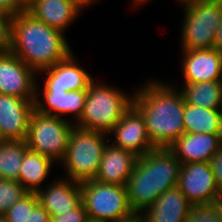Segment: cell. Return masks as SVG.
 I'll use <instances>...</instances> for the list:
<instances>
[{"label": "cell", "mask_w": 222, "mask_h": 222, "mask_svg": "<svg viewBox=\"0 0 222 222\" xmlns=\"http://www.w3.org/2000/svg\"><path fill=\"white\" fill-rule=\"evenodd\" d=\"M132 1H133L132 3L134 4L133 6L136 7V6H139V5L140 6L143 5L148 0H132Z\"/></svg>", "instance_id": "obj_36"}, {"label": "cell", "mask_w": 222, "mask_h": 222, "mask_svg": "<svg viewBox=\"0 0 222 222\" xmlns=\"http://www.w3.org/2000/svg\"><path fill=\"white\" fill-rule=\"evenodd\" d=\"M185 222H222L214 203L191 205Z\"/></svg>", "instance_id": "obj_27"}, {"label": "cell", "mask_w": 222, "mask_h": 222, "mask_svg": "<svg viewBox=\"0 0 222 222\" xmlns=\"http://www.w3.org/2000/svg\"><path fill=\"white\" fill-rule=\"evenodd\" d=\"M28 150L24 141H0V179L19 181L24 154Z\"/></svg>", "instance_id": "obj_24"}, {"label": "cell", "mask_w": 222, "mask_h": 222, "mask_svg": "<svg viewBox=\"0 0 222 222\" xmlns=\"http://www.w3.org/2000/svg\"><path fill=\"white\" fill-rule=\"evenodd\" d=\"M189 1H194V0H179V2H181V4L187 3Z\"/></svg>", "instance_id": "obj_38"}, {"label": "cell", "mask_w": 222, "mask_h": 222, "mask_svg": "<svg viewBox=\"0 0 222 222\" xmlns=\"http://www.w3.org/2000/svg\"><path fill=\"white\" fill-rule=\"evenodd\" d=\"M75 124L72 120L33 111L26 138L30 151L45 155L57 163L66 155L69 136ZM57 160V161H56Z\"/></svg>", "instance_id": "obj_8"}, {"label": "cell", "mask_w": 222, "mask_h": 222, "mask_svg": "<svg viewBox=\"0 0 222 222\" xmlns=\"http://www.w3.org/2000/svg\"><path fill=\"white\" fill-rule=\"evenodd\" d=\"M50 217V222H86L88 220L87 212L82 202L70 212Z\"/></svg>", "instance_id": "obj_29"}, {"label": "cell", "mask_w": 222, "mask_h": 222, "mask_svg": "<svg viewBox=\"0 0 222 222\" xmlns=\"http://www.w3.org/2000/svg\"><path fill=\"white\" fill-rule=\"evenodd\" d=\"M65 34L27 10L12 15L10 52L36 73L64 60L71 52Z\"/></svg>", "instance_id": "obj_2"}, {"label": "cell", "mask_w": 222, "mask_h": 222, "mask_svg": "<svg viewBox=\"0 0 222 222\" xmlns=\"http://www.w3.org/2000/svg\"><path fill=\"white\" fill-rule=\"evenodd\" d=\"M179 90L185 102L190 105L202 106L205 109L222 108V81H205L184 84Z\"/></svg>", "instance_id": "obj_23"}, {"label": "cell", "mask_w": 222, "mask_h": 222, "mask_svg": "<svg viewBox=\"0 0 222 222\" xmlns=\"http://www.w3.org/2000/svg\"><path fill=\"white\" fill-rule=\"evenodd\" d=\"M27 191L16 180L0 179V215H4L16 201H19Z\"/></svg>", "instance_id": "obj_26"}, {"label": "cell", "mask_w": 222, "mask_h": 222, "mask_svg": "<svg viewBox=\"0 0 222 222\" xmlns=\"http://www.w3.org/2000/svg\"><path fill=\"white\" fill-rule=\"evenodd\" d=\"M221 146V134L184 133L169 149L181 164L190 162L210 163Z\"/></svg>", "instance_id": "obj_16"}, {"label": "cell", "mask_w": 222, "mask_h": 222, "mask_svg": "<svg viewBox=\"0 0 222 222\" xmlns=\"http://www.w3.org/2000/svg\"><path fill=\"white\" fill-rule=\"evenodd\" d=\"M220 60H221V69H222V50H219Z\"/></svg>", "instance_id": "obj_39"}, {"label": "cell", "mask_w": 222, "mask_h": 222, "mask_svg": "<svg viewBox=\"0 0 222 222\" xmlns=\"http://www.w3.org/2000/svg\"><path fill=\"white\" fill-rule=\"evenodd\" d=\"M105 133L74 126L70 133L65 158L60 162L66 178L82 182L94 179L109 139ZM68 175V176H67Z\"/></svg>", "instance_id": "obj_5"}, {"label": "cell", "mask_w": 222, "mask_h": 222, "mask_svg": "<svg viewBox=\"0 0 222 222\" xmlns=\"http://www.w3.org/2000/svg\"><path fill=\"white\" fill-rule=\"evenodd\" d=\"M74 57L71 52L64 60L37 73L47 75L41 90H65L68 92L88 89L94 78L77 64Z\"/></svg>", "instance_id": "obj_15"}, {"label": "cell", "mask_w": 222, "mask_h": 222, "mask_svg": "<svg viewBox=\"0 0 222 222\" xmlns=\"http://www.w3.org/2000/svg\"><path fill=\"white\" fill-rule=\"evenodd\" d=\"M177 186L192 205L214 203L221 196L211 164L206 162L181 164Z\"/></svg>", "instance_id": "obj_9"}, {"label": "cell", "mask_w": 222, "mask_h": 222, "mask_svg": "<svg viewBox=\"0 0 222 222\" xmlns=\"http://www.w3.org/2000/svg\"><path fill=\"white\" fill-rule=\"evenodd\" d=\"M12 15L0 10V54L10 52Z\"/></svg>", "instance_id": "obj_28"}, {"label": "cell", "mask_w": 222, "mask_h": 222, "mask_svg": "<svg viewBox=\"0 0 222 222\" xmlns=\"http://www.w3.org/2000/svg\"><path fill=\"white\" fill-rule=\"evenodd\" d=\"M81 12L82 9L91 3L97 2V0H70Z\"/></svg>", "instance_id": "obj_35"}, {"label": "cell", "mask_w": 222, "mask_h": 222, "mask_svg": "<svg viewBox=\"0 0 222 222\" xmlns=\"http://www.w3.org/2000/svg\"><path fill=\"white\" fill-rule=\"evenodd\" d=\"M117 222H146L142 213L134 212L131 216L121 219Z\"/></svg>", "instance_id": "obj_34"}, {"label": "cell", "mask_w": 222, "mask_h": 222, "mask_svg": "<svg viewBox=\"0 0 222 222\" xmlns=\"http://www.w3.org/2000/svg\"><path fill=\"white\" fill-rule=\"evenodd\" d=\"M213 174L219 189L220 195H222V146L220 150L213 156L210 161Z\"/></svg>", "instance_id": "obj_31"}, {"label": "cell", "mask_w": 222, "mask_h": 222, "mask_svg": "<svg viewBox=\"0 0 222 222\" xmlns=\"http://www.w3.org/2000/svg\"><path fill=\"white\" fill-rule=\"evenodd\" d=\"M86 222H99V221L88 219Z\"/></svg>", "instance_id": "obj_40"}, {"label": "cell", "mask_w": 222, "mask_h": 222, "mask_svg": "<svg viewBox=\"0 0 222 222\" xmlns=\"http://www.w3.org/2000/svg\"><path fill=\"white\" fill-rule=\"evenodd\" d=\"M27 11L49 27L64 33L82 13L70 0H32Z\"/></svg>", "instance_id": "obj_20"}, {"label": "cell", "mask_w": 222, "mask_h": 222, "mask_svg": "<svg viewBox=\"0 0 222 222\" xmlns=\"http://www.w3.org/2000/svg\"><path fill=\"white\" fill-rule=\"evenodd\" d=\"M97 83L94 79L87 89L83 113L75 126L84 130L102 132L107 135L132 106L133 96L120 89Z\"/></svg>", "instance_id": "obj_4"}, {"label": "cell", "mask_w": 222, "mask_h": 222, "mask_svg": "<svg viewBox=\"0 0 222 222\" xmlns=\"http://www.w3.org/2000/svg\"><path fill=\"white\" fill-rule=\"evenodd\" d=\"M191 203L178 186L167 189L143 212L146 222H185Z\"/></svg>", "instance_id": "obj_19"}, {"label": "cell", "mask_w": 222, "mask_h": 222, "mask_svg": "<svg viewBox=\"0 0 222 222\" xmlns=\"http://www.w3.org/2000/svg\"><path fill=\"white\" fill-rule=\"evenodd\" d=\"M28 3L25 0H0V10L15 15L26 11Z\"/></svg>", "instance_id": "obj_30"}, {"label": "cell", "mask_w": 222, "mask_h": 222, "mask_svg": "<svg viewBox=\"0 0 222 222\" xmlns=\"http://www.w3.org/2000/svg\"><path fill=\"white\" fill-rule=\"evenodd\" d=\"M37 75L11 52L0 54V94L35 99Z\"/></svg>", "instance_id": "obj_10"}, {"label": "cell", "mask_w": 222, "mask_h": 222, "mask_svg": "<svg viewBox=\"0 0 222 222\" xmlns=\"http://www.w3.org/2000/svg\"><path fill=\"white\" fill-rule=\"evenodd\" d=\"M109 134L115 137L111 143L113 146L131 151L138 157L155 149L148 137L145 120L133 105Z\"/></svg>", "instance_id": "obj_12"}, {"label": "cell", "mask_w": 222, "mask_h": 222, "mask_svg": "<svg viewBox=\"0 0 222 222\" xmlns=\"http://www.w3.org/2000/svg\"><path fill=\"white\" fill-rule=\"evenodd\" d=\"M38 87L39 85L36 84L34 108L37 112L64 119H66L63 117L65 114H73L74 119H76L74 123L80 119L84 110L87 89L68 92L65 90H43V99L41 100Z\"/></svg>", "instance_id": "obj_13"}, {"label": "cell", "mask_w": 222, "mask_h": 222, "mask_svg": "<svg viewBox=\"0 0 222 222\" xmlns=\"http://www.w3.org/2000/svg\"><path fill=\"white\" fill-rule=\"evenodd\" d=\"M214 48L219 50H222V15L220 18V22L217 28V31L215 33V42H214Z\"/></svg>", "instance_id": "obj_33"}, {"label": "cell", "mask_w": 222, "mask_h": 222, "mask_svg": "<svg viewBox=\"0 0 222 222\" xmlns=\"http://www.w3.org/2000/svg\"><path fill=\"white\" fill-rule=\"evenodd\" d=\"M180 167L169 148H155L139 156L126 184L130 208L142 213L167 189L177 186Z\"/></svg>", "instance_id": "obj_3"}, {"label": "cell", "mask_w": 222, "mask_h": 222, "mask_svg": "<svg viewBox=\"0 0 222 222\" xmlns=\"http://www.w3.org/2000/svg\"><path fill=\"white\" fill-rule=\"evenodd\" d=\"M0 222H7L6 218L4 215H0Z\"/></svg>", "instance_id": "obj_37"}, {"label": "cell", "mask_w": 222, "mask_h": 222, "mask_svg": "<svg viewBox=\"0 0 222 222\" xmlns=\"http://www.w3.org/2000/svg\"><path fill=\"white\" fill-rule=\"evenodd\" d=\"M137 159L138 156L133 152L108 143L94 179L102 183L126 186Z\"/></svg>", "instance_id": "obj_18"}, {"label": "cell", "mask_w": 222, "mask_h": 222, "mask_svg": "<svg viewBox=\"0 0 222 222\" xmlns=\"http://www.w3.org/2000/svg\"><path fill=\"white\" fill-rule=\"evenodd\" d=\"M184 126L185 133L221 134V109H205L185 102Z\"/></svg>", "instance_id": "obj_22"}, {"label": "cell", "mask_w": 222, "mask_h": 222, "mask_svg": "<svg viewBox=\"0 0 222 222\" xmlns=\"http://www.w3.org/2000/svg\"><path fill=\"white\" fill-rule=\"evenodd\" d=\"M181 29L183 50L214 48L215 33L222 15V0H194L182 4Z\"/></svg>", "instance_id": "obj_7"}, {"label": "cell", "mask_w": 222, "mask_h": 222, "mask_svg": "<svg viewBox=\"0 0 222 222\" xmlns=\"http://www.w3.org/2000/svg\"><path fill=\"white\" fill-rule=\"evenodd\" d=\"M178 89L153 80L132 93V105L143 116L148 137L155 148H169L185 133V99Z\"/></svg>", "instance_id": "obj_1"}, {"label": "cell", "mask_w": 222, "mask_h": 222, "mask_svg": "<svg viewBox=\"0 0 222 222\" xmlns=\"http://www.w3.org/2000/svg\"><path fill=\"white\" fill-rule=\"evenodd\" d=\"M34 100L0 94V141L26 140Z\"/></svg>", "instance_id": "obj_11"}, {"label": "cell", "mask_w": 222, "mask_h": 222, "mask_svg": "<svg viewBox=\"0 0 222 222\" xmlns=\"http://www.w3.org/2000/svg\"><path fill=\"white\" fill-rule=\"evenodd\" d=\"M54 162L51 158L28 149L24 154L19 176L24 189L35 193L41 190V184L52 170Z\"/></svg>", "instance_id": "obj_21"}, {"label": "cell", "mask_w": 222, "mask_h": 222, "mask_svg": "<svg viewBox=\"0 0 222 222\" xmlns=\"http://www.w3.org/2000/svg\"><path fill=\"white\" fill-rule=\"evenodd\" d=\"M183 84L222 81L219 51L215 48L183 50Z\"/></svg>", "instance_id": "obj_14"}, {"label": "cell", "mask_w": 222, "mask_h": 222, "mask_svg": "<svg viewBox=\"0 0 222 222\" xmlns=\"http://www.w3.org/2000/svg\"><path fill=\"white\" fill-rule=\"evenodd\" d=\"M49 213L38 203L33 211H29L27 222H50Z\"/></svg>", "instance_id": "obj_32"}, {"label": "cell", "mask_w": 222, "mask_h": 222, "mask_svg": "<svg viewBox=\"0 0 222 222\" xmlns=\"http://www.w3.org/2000/svg\"><path fill=\"white\" fill-rule=\"evenodd\" d=\"M39 203L35 192H27L23 197L16 201L4 214L7 222H27L29 211Z\"/></svg>", "instance_id": "obj_25"}, {"label": "cell", "mask_w": 222, "mask_h": 222, "mask_svg": "<svg viewBox=\"0 0 222 222\" xmlns=\"http://www.w3.org/2000/svg\"><path fill=\"white\" fill-rule=\"evenodd\" d=\"M80 189L88 219L117 222L134 213L128 203L126 186L90 179L80 182Z\"/></svg>", "instance_id": "obj_6"}, {"label": "cell", "mask_w": 222, "mask_h": 222, "mask_svg": "<svg viewBox=\"0 0 222 222\" xmlns=\"http://www.w3.org/2000/svg\"><path fill=\"white\" fill-rule=\"evenodd\" d=\"M36 194L39 204L50 216L70 212L81 203L80 182L69 178L54 180L50 186L47 185Z\"/></svg>", "instance_id": "obj_17"}]
</instances>
